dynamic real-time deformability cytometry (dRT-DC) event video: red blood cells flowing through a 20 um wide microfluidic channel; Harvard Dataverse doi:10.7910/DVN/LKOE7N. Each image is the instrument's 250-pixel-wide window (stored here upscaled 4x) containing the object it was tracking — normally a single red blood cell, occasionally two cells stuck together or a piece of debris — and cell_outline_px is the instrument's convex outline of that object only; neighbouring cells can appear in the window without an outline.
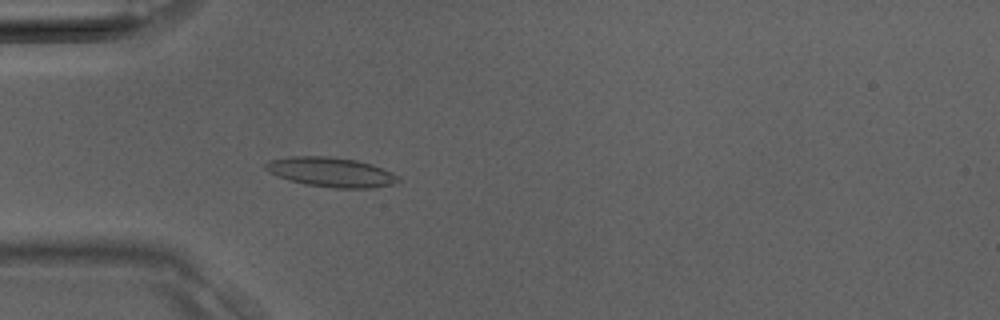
{"species": "Egyptian fruit bat (a non-hibernating species)", "species_latin": "Rousettus aegyptiacus", "temperature_condition": "room temperature", "stored_images_in_passage": 39, "camera_frame_rate_fps": 3000, "um_per_image_px": 0.085, "animal": {"sex": "male"}, "frame": {"image": 1, "passage_image": 12, "time_ms": 3.667, "image_size_px": [1000, 320], "cell_outline_px": [[400, 180], [396, 184], [372, 188], [332, 188], [304, 184], [268, 172], [264, 168], [264, 164], [268, 160], [288, 156], [328, 156], [356, 160], [372, 164], [384, 168], [400, 176]], "centroid_in_image_um": [28.17, 14.63], "position_along_channel_um": 56.8, "area_um2": 23.12}}
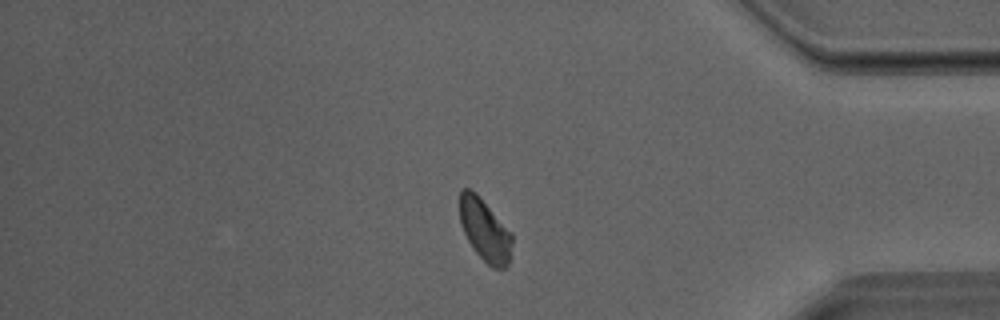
{"frame": {"image": 2, "passage_image": 33, "time_ms": 10.667, "image_size_px": [1000, 320], "cell_outline_px": [[512, 244], [508, 264], [504, 268], [492, 268], [476, 252], [468, 240], [460, 224], [460, 192], [464, 188], [472, 188], [476, 192], [512, 232]], "centroid_in_image_um": [41.21, 19.53], "position_along_channel_um": 394.0, "area_um2": 18.96}}
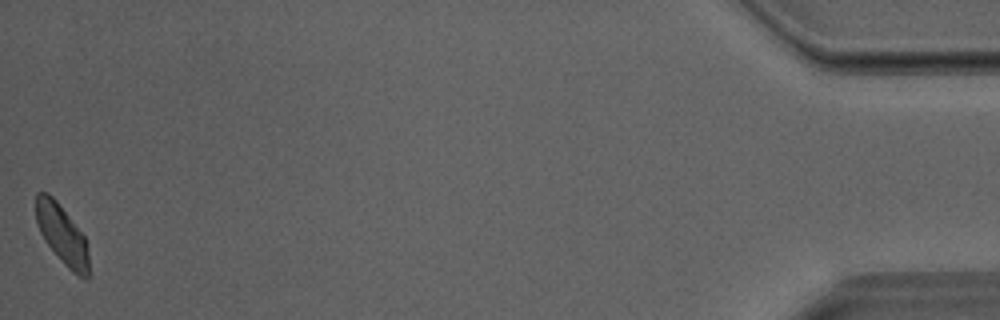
{"frame": {"image": 3, "passage_image": 39, "time_ms": 12.667, "image_size_px": [1000, 320], "cell_outline_px": [[88, 280], [84, 280], [72, 272], [64, 264], [48, 244], [40, 232], [36, 220], [36, 192], [48, 192], [56, 200], [84, 236], [88, 252]], "centroid_in_image_um": [5.27, 19.94], "position_along_channel_um": 429.9, "area_um2": 18.03}}